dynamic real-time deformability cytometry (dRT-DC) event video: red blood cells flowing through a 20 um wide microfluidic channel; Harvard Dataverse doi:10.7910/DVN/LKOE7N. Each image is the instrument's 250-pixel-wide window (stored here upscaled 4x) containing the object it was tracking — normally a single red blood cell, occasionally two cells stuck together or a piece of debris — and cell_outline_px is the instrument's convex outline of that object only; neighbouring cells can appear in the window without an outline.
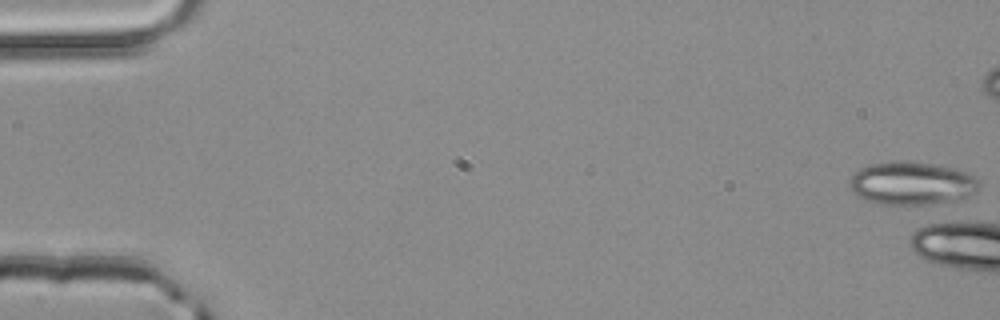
{"species": "common noctule bat (a hibernating species)", "species_latin": "Nyctalus noctula", "temperature_condition": "room temperature", "stored_images_in_passage": 2, "camera_frame_rate_fps": 3000, "um_per_image_px": 0.085, "animal": {"sex": "male", "body_mass_g": 20.4}, "frame": {"image": 1, "passage_image": 1, "time_ms": 0.0, "image_size_px": [1000, 320], "cell_outline_px": [[980, 188], [976, 192], [960, 200], [928, 204], [876, 204], [864, 200], [856, 196], [848, 188], [848, 180], [860, 168], [872, 164], [932, 164], [952, 168], [968, 172], [976, 176], [980, 184]], "centroid_in_image_um": [77.51, 15.64], "position_along_channel_um": 7.5, "area_um2": 32.08}}